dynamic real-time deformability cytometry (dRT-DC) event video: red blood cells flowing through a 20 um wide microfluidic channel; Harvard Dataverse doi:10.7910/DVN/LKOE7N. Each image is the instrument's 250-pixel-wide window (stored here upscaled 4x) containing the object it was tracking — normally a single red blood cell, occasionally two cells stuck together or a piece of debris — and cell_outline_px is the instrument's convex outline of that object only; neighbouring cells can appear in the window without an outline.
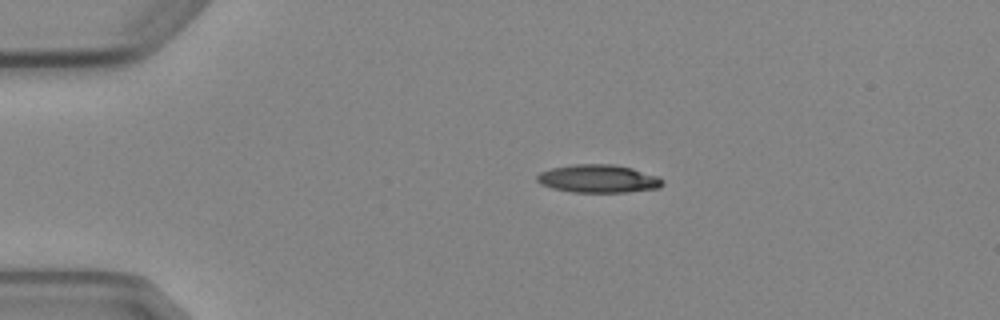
{"species": "Egyptian fruit bat (a non-hibernating species)", "species_latin": "Rousettus aegyptiacus", "temperature_condition": "cold", "stored_images_in_passage": 4, "camera_frame_rate_fps": 3000, "um_per_image_px": 0.085, "animal": {"sex": "female"}, "frame": {"image": 1, "passage_image": 1, "time_ms": 0.0, "image_size_px": [1000, 320], "cell_outline_px": [[664, 184], [660, 188], [628, 192], [572, 192], [552, 188], [540, 184], [536, 180], [536, 176], [540, 172], [552, 168], [576, 164], [612, 164], [632, 168], [656, 176], [664, 180]], "centroid_in_image_um": [50.86, 15.19], "position_along_channel_um": 34.1, "area_um2": 20.52}}
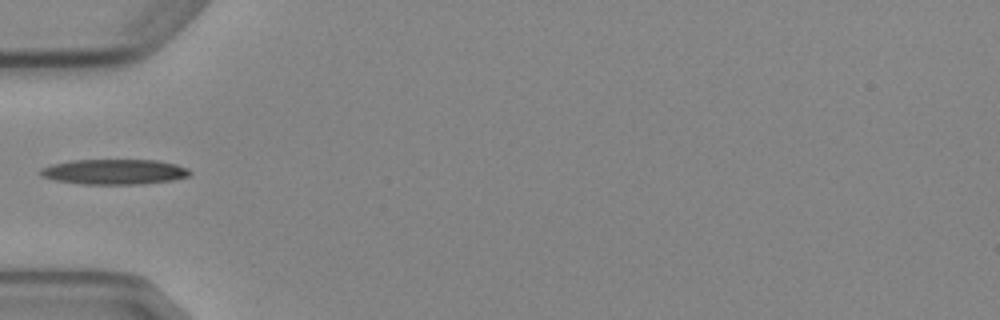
{"frame": {"image": 2, "passage_image": 3, "time_ms": 2.333, "image_size_px": [1000, 320], "cell_outline_px": [[192, 172], [188, 176], [172, 180], [140, 184], [80, 184], [56, 180], [40, 176], [40, 168], [52, 164], [72, 160], [156, 160], [176, 164], [188, 168]], "centroid_in_image_um": [9.71, 14.6], "position_along_channel_um": 75.3, "area_um2": 21.96}}
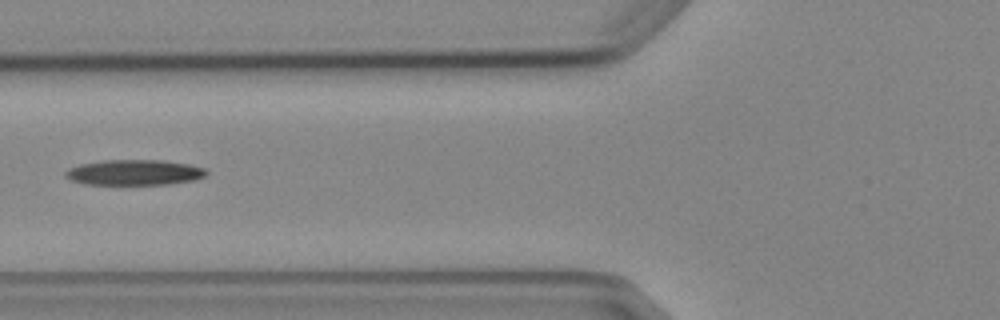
{"frame": {"image": 3, "passage_image": 4, "time_ms": 3.333, "image_size_px": [1000, 320], "cell_outline_px": [[208, 172], [204, 176], [192, 180], [168, 184], [84, 184], [72, 180], [64, 176], [64, 172], [80, 164], [104, 160], [160, 160], [188, 164], [204, 168]], "centroid_in_image_um": [11.4, 14.65], "position_along_channel_um": 114.4, "area_um2": 20.63}}